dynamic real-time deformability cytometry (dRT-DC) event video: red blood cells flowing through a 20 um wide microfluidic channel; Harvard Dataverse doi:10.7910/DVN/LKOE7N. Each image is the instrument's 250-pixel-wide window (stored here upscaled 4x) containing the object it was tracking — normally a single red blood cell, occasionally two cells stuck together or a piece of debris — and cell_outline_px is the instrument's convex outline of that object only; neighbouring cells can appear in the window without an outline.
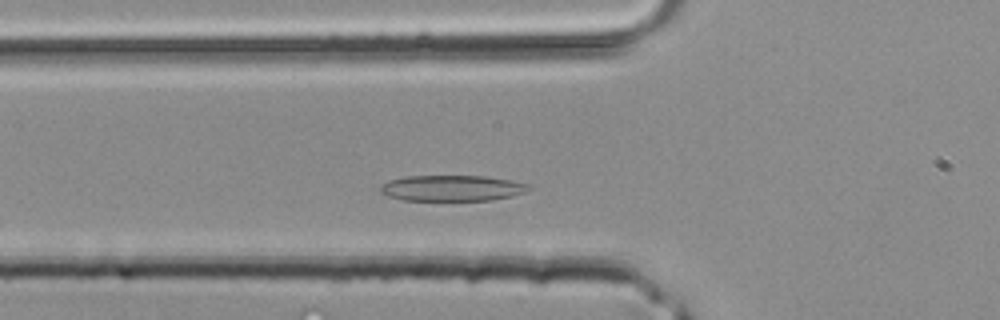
{"species": "common noctule bat (a hibernating species)", "species_latin": "Nyctalus noctula", "temperature_condition": "room temperature", "stored_images_in_passage": 33, "camera_frame_rate_fps": 3000, "um_per_image_px": 0.085, "animal": {"sex": "male", "body_mass_g": 20.4}, "frame": {"image": 1, "passage_image": 7, "time_ms": 2.0, "image_size_px": [1000, 320], "cell_outline_px": [[532, 188], [524, 192], [512, 196], [492, 200], [404, 200], [388, 196], [380, 192], [380, 184], [388, 180], [404, 176], [484, 176], [512, 180], [528, 184]], "centroid_in_image_um": [38.4, 15.98], "position_along_channel_um": 87.4, "area_um2": 22.43}}
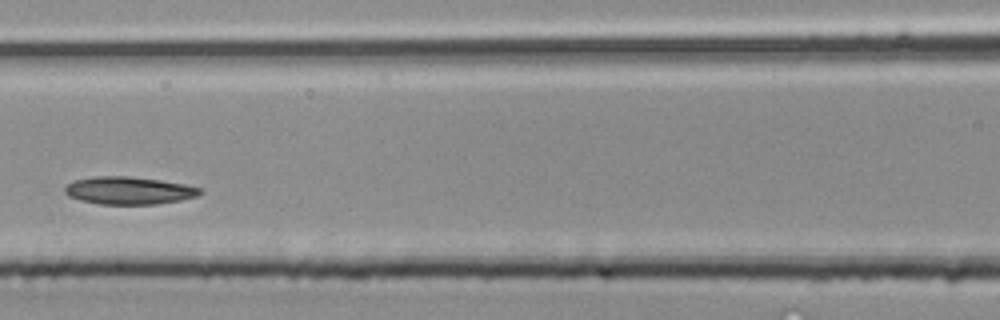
{"frame": {"image": 2, "passage_image": 11, "time_ms": 3.333, "image_size_px": [1000, 320], "cell_outline_px": [[204, 192], [196, 196], [180, 200], [156, 204], [100, 204], [80, 200], [68, 196], [64, 192], [64, 188], [72, 180], [96, 176], [128, 176], [160, 180], [184, 184], [204, 188]], "centroid_in_image_um": [10.96, 16.19], "position_along_channel_um": 155.6, "area_um2": 21.85}}
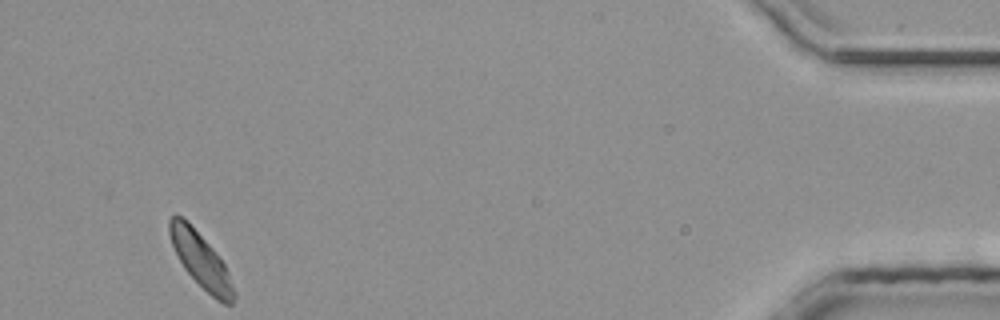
{"frame": {"image": 3, "passage_image": 31, "time_ms": 10.0, "image_size_px": [1000, 320], "cell_outline_px": [[236, 296], [232, 304], [224, 304], [216, 300], [184, 268], [172, 244], [168, 232], [168, 220], [172, 216], [180, 216], [188, 220], [212, 248], [224, 264], [228, 272], [236, 292]], "centroid_in_image_um": [17.08, 22.11], "position_along_channel_um": 418.1, "area_um2": 20.23}}